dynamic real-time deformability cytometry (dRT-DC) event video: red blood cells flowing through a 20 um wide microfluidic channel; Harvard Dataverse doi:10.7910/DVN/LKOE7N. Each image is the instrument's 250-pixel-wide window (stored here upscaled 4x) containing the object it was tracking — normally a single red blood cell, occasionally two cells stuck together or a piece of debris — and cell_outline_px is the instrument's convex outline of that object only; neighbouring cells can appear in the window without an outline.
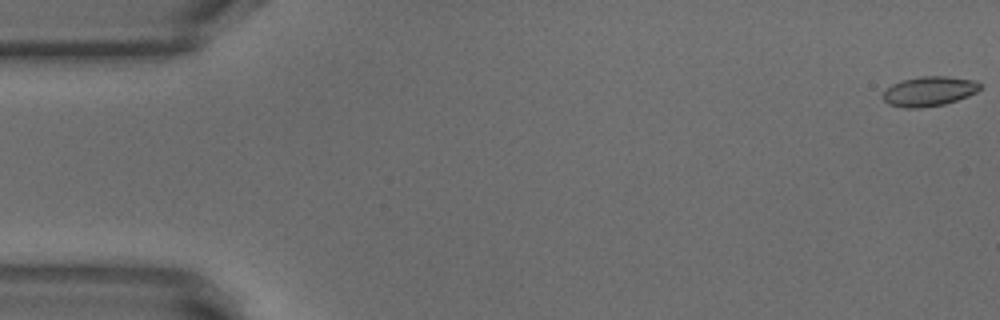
{"species": "common noctule bat (a hibernating species)", "species_latin": "Nyctalus noctula", "temperature_condition": "warm", "stored_images_in_passage": 13, "camera_frame_rate_fps": 3000, "um_per_image_px": 0.085, "animal": {"sex": "male", "body_mass_g": 18.8}, "frame": {"image": 1, "passage_image": 1, "time_ms": 0.0, "image_size_px": [1000, 320], "cell_outline_px": [[980, 88], [976, 92], [968, 96], [944, 104], [920, 108], [904, 108], [888, 104], [884, 100], [884, 92], [892, 84], [900, 80], [920, 76], [944, 76], [976, 80], [980, 84]], "centroid_in_image_um": [78.97, 7.75], "position_along_channel_um": 6.0, "area_um2": 16.76}}